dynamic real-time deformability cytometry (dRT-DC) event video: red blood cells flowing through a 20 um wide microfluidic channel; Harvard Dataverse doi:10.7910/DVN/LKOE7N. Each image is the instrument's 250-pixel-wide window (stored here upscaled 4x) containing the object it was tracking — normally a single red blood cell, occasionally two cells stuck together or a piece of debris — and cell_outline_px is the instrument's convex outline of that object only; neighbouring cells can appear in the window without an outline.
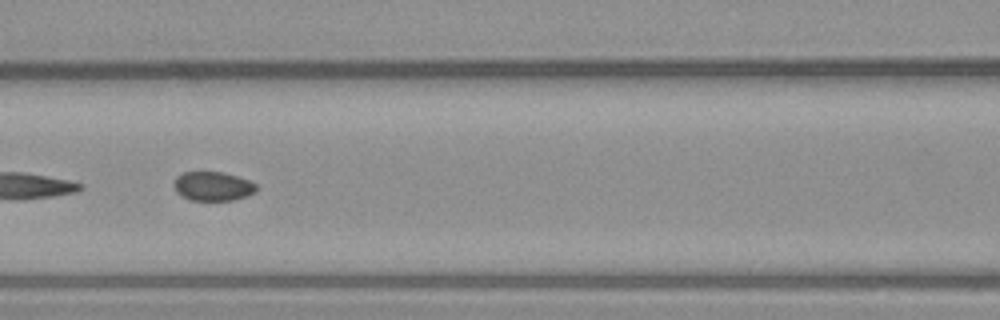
{"species": "common noctule bat (a hibernating species)", "species_latin": "Nyctalus noctula", "temperature_condition": "warm", "stored_images_in_passage": 39, "segment_of_instrument_passage": [2, 2], "camera_frame_rate_fps": 3000, "um_per_image_px": 0.085, "animal": {"sex": "male", "body_mass_g": 23.1, "forearm_length_mm": 52.7}, "frame": {"image": 1, "passage_image": 23, "time_ms": 7.333, "image_size_px": [1000, 320], "cell_outline_px": [[260, 188], [256, 192], [248, 196], [232, 200], [192, 200], [180, 196], [176, 192], [172, 184], [176, 176], [184, 172], [224, 172], [248, 180], [256, 184]], "centroid_in_image_um": [18.09, 15.83], "position_along_channel_um": 148.5, "area_um2": 14.22}}